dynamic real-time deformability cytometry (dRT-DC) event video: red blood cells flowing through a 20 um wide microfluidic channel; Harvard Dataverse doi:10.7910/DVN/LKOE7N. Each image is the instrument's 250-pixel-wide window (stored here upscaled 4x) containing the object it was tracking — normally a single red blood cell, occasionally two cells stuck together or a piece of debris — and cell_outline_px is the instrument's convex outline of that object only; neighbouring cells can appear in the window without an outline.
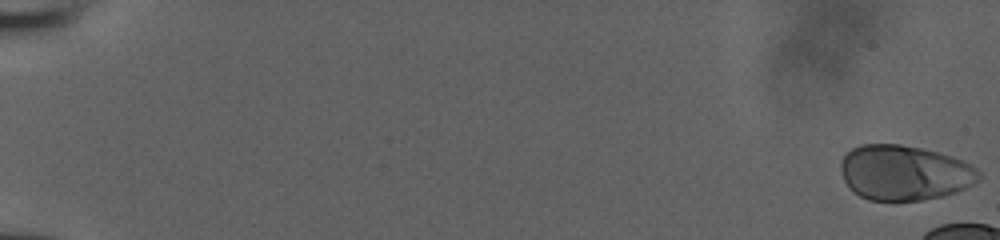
{"species": "human", "species_latin": "Homo sapiens", "temperature_condition": "room temperature", "stored_images_in_passage": 15, "camera_frame_rate_fps": 3000, "um_per_image_px": 0.085, "donor": {"sex": "male"}, "frame": {"image": 1, "passage_image": 1, "time_ms": 0.0, "image_size_px": [1000, 240], "cell_outline_px": [[980, 180], [956, 192], [940, 196], [920, 200], [868, 200], [860, 196], [844, 180], [840, 168], [840, 164], [844, 156], [852, 148], [860, 144], [900, 144], [920, 148], [936, 152], [960, 160], [976, 168], [980, 172]], "centroid_in_image_um": [76.86, 14.67], "position_along_channel_um": 8.1, "area_um2": 43.81}}